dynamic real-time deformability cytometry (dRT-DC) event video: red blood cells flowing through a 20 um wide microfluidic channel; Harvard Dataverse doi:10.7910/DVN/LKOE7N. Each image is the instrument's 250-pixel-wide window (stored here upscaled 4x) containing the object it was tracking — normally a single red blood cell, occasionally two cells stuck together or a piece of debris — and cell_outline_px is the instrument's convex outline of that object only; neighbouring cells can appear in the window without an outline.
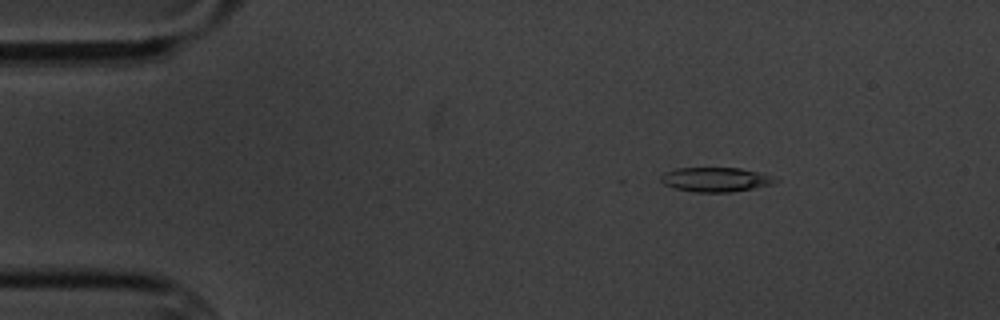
{"species": "common noctule bat (a hibernating species)", "species_latin": "Nyctalus noctula", "temperature_condition": "cold", "stored_images_in_passage": 11, "camera_frame_rate_fps": 3000, "um_per_image_px": 0.085, "animal": {"sex": "male", "body_mass_g": 20.1, "forearm_length_mm": 53.5}, "frame": {"image": 1, "passage_image": 2, "time_ms": 2.0, "image_size_px": [1000, 320], "cell_outline_px": [[780, 180], [772, 184], [732, 192], [696, 192], [676, 188], [664, 184], [660, 180], [660, 176], [664, 172], [676, 168], [740, 168], [760, 172]], "centroid_in_image_um": [60.81, 15.25], "position_along_channel_um": 24.2, "area_um2": 16.18}}
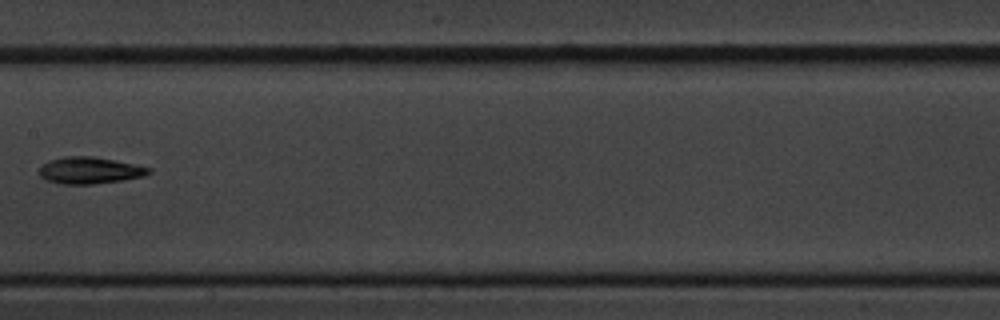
{"frame": {"image": 2, "passage_image": 8, "time_ms": 9.0, "image_size_px": [1000, 320], "cell_outline_px": [[152, 172], [140, 176], [124, 180], [92, 184], [64, 184], [44, 180], [40, 176], [40, 168], [48, 160], [64, 156], [92, 156], [152, 168]], "centroid_in_image_um": [7.58, 14.48], "position_along_channel_um": 199.8, "area_um2": 16.88}}
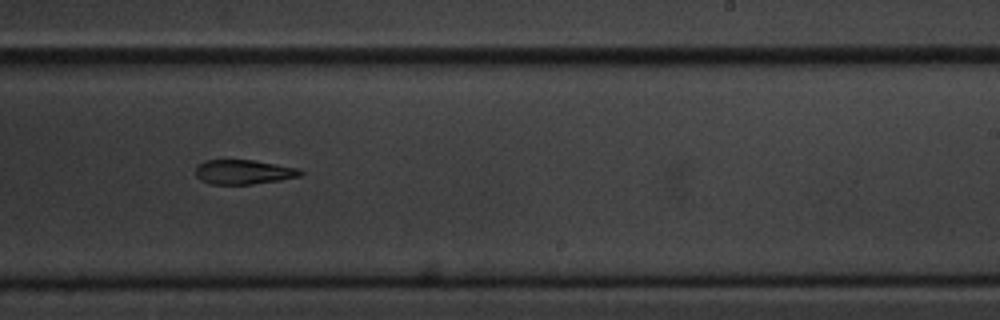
{"frame": {"image": 3, "passage_image": 10, "time_ms": 11.0, "image_size_px": [1000, 320], "cell_outline_px": [[304, 172], [300, 176], [280, 180], [252, 184], [212, 184], [200, 180], [196, 176], [196, 168], [204, 160], [252, 160], [300, 168]], "centroid_in_image_um": [20.72, 14.62], "position_along_channel_um": 268.3, "area_um2": 14.91}}